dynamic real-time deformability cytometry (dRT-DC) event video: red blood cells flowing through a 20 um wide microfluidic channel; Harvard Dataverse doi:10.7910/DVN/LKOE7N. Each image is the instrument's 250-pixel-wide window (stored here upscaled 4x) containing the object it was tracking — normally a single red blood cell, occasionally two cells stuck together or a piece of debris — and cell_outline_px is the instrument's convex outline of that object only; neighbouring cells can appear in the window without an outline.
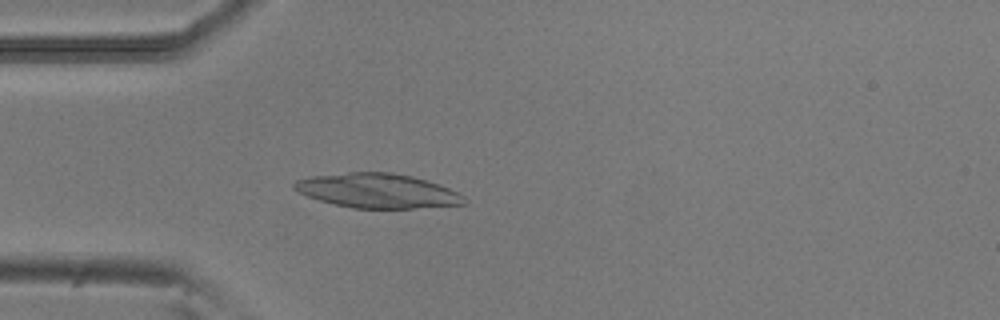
{"species": "common noctule bat (a hibernating species)", "species_latin": "Nyctalus noctula", "temperature_condition": "room temperature", "stored_images_in_passage": 4, "camera_frame_rate_fps": 3000, "um_per_image_px": 0.085, "animal": {"sex": "male", "body_mass_g": 20.5, "forearm_length_mm": 52.5}, "frame": {"image": 1, "passage_image": 4, "time_ms": 1.0, "image_size_px": [1000, 320], "cell_outline_px": [[468, 204], [412, 208], [352, 208], [320, 200], [296, 192], [292, 188], [292, 184], [296, 180], [312, 176], [348, 172], [392, 172], [412, 176], [440, 184], [464, 196]], "centroid_in_image_um": [32.08, 16.21], "position_along_channel_um": 52.9, "area_um2": 34.1}}